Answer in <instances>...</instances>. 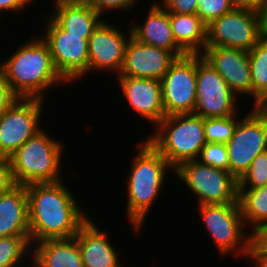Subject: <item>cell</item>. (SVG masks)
Listing matches in <instances>:
<instances>
[{
	"label": "cell",
	"mask_w": 267,
	"mask_h": 267,
	"mask_svg": "<svg viewBox=\"0 0 267 267\" xmlns=\"http://www.w3.org/2000/svg\"><path fill=\"white\" fill-rule=\"evenodd\" d=\"M233 9L229 0H198L196 15L208 25Z\"/></svg>",
	"instance_id": "obj_30"
},
{
	"label": "cell",
	"mask_w": 267,
	"mask_h": 267,
	"mask_svg": "<svg viewBox=\"0 0 267 267\" xmlns=\"http://www.w3.org/2000/svg\"><path fill=\"white\" fill-rule=\"evenodd\" d=\"M197 160L203 164L229 171L228 151L224 143H206Z\"/></svg>",
	"instance_id": "obj_29"
},
{
	"label": "cell",
	"mask_w": 267,
	"mask_h": 267,
	"mask_svg": "<svg viewBox=\"0 0 267 267\" xmlns=\"http://www.w3.org/2000/svg\"><path fill=\"white\" fill-rule=\"evenodd\" d=\"M262 39L259 12L234 8L207 25L206 47L249 52Z\"/></svg>",
	"instance_id": "obj_10"
},
{
	"label": "cell",
	"mask_w": 267,
	"mask_h": 267,
	"mask_svg": "<svg viewBox=\"0 0 267 267\" xmlns=\"http://www.w3.org/2000/svg\"><path fill=\"white\" fill-rule=\"evenodd\" d=\"M43 102L38 98H19L0 116V157L10 158L43 129L40 126Z\"/></svg>",
	"instance_id": "obj_11"
},
{
	"label": "cell",
	"mask_w": 267,
	"mask_h": 267,
	"mask_svg": "<svg viewBox=\"0 0 267 267\" xmlns=\"http://www.w3.org/2000/svg\"><path fill=\"white\" fill-rule=\"evenodd\" d=\"M237 98L239 96L230 89L224 78L198 54L194 114L202 118L234 116L238 112Z\"/></svg>",
	"instance_id": "obj_12"
},
{
	"label": "cell",
	"mask_w": 267,
	"mask_h": 267,
	"mask_svg": "<svg viewBox=\"0 0 267 267\" xmlns=\"http://www.w3.org/2000/svg\"><path fill=\"white\" fill-rule=\"evenodd\" d=\"M19 98L6 80L4 74L0 71V116Z\"/></svg>",
	"instance_id": "obj_33"
},
{
	"label": "cell",
	"mask_w": 267,
	"mask_h": 267,
	"mask_svg": "<svg viewBox=\"0 0 267 267\" xmlns=\"http://www.w3.org/2000/svg\"><path fill=\"white\" fill-rule=\"evenodd\" d=\"M44 35L54 66L61 77L71 83L88 72V39L91 35H75L62 29L50 16H45ZM48 17V19H47Z\"/></svg>",
	"instance_id": "obj_8"
},
{
	"label": "cell",
	"mask_w": 267,
	"mask_h": 267,
	"mask_svg": "<svg viewBox=\"0 0 267 267\" xmlns=\"http://www.w3.org/2000/svg\"><path fill=\"white\" fill-rule=\"evenodd\" d=\"M159 3L169 13L196 14L198 10V0H162Z\"/></svg>",
	"instance_id": "obj_32"
},
{
	"label": "cell",
	"mask_w": 267,
	"mask_h": 267,
	"mask_svg": "<svg viewBox=\"0 0 267 267\" xmlns=\"http://www.w3.org/2000/svg\"><path fill=\"white\" fill-rule=\"evenodd\" d=\"M30 264H32V266L31 265L29 266L28 264L27 265L25 264V266H28V267H36L32 262Z\"/></svg>",
	"instance_id": "obj_41"
},
{
	"label": "cell",
	"mask_w": 267,
	"mask_h": 267,
	"mask_svg": "<svg viewBox=\"0 0 267 267\" xmlns=\"http://www.w3.org/2000/svg\"><path fill=\"white\" fill-rule=\"evenodd\" d=\"M160 81L165 116L194 113L197 94V55L177 58Z\"/></svg>",
	"instance_id": "obj_13"
},
{
	"label": "cell",
	"mask_w": 267,
	"mask_h": 267,
	"mask_svg": "<svg viewBox=\"0 0 267 267\" xmlns=\"http://www.w3.org/2000/svg\"><path fill=\"white\" fill-rule=\"evenodd\" d=\"M177 58L171 51L141 43L131 36L118 76L161 80Z\"/></svg>",
	"instance_id": "obj_15"
},
{
	"label": "cell",
	"mask_w": 267,
	"mask_h": 267,
	"mask_svg": "<svg viewBox=\"0 0 267 267\" xmlns=\"http://www.w3.org/2000/svg\"><path fill=\"white\" fill-rule=\"evenodd\" d=\"M117 79L129 106L149 124L157 126L165 118L160 80L127 76Z\"/></svg>",
	"instance_id": "obj_17"
},
{
	"label": "cell",
	"mask_w": 267,
	"mask_h": 267,
	"mask_svg": "<svg viewBox=\"0 0 267 267\" xmlns=\"http://www.w3.org/2000/svg\"><path fill=\"white\" fill-rule=\"evenodd\" d=\"M98 227L93 218H88L74 236L81 251L83 267H122L107 232Z\"/></svg>",
	"instance_id": "obj_18"
},
{
	"label": "cell",
	"mask_w": 267,
	"mask_h": 267,
	"mask_svg": "<svg viewBox=\"0 0 267 267\" xmlns=\"http://www.w3.org/2000/svg\"><path fill=\"white\" fill-rule=\"evenodd\" d=\"M30 235L26 186L0 194V237Z\"/></svg>",
	"instance_id": "obj_20"
},
{
	"label": "cell",
	"mask_w": 267,
	"mask_h": 267,
	"mask_svg": "<svg viewBox=\"0 0 267 267\" xmlns=\"http://www.w3.org/2000/svg\"><path fill=\"white\" fill-rule=\"evenodd\" d=\"M259 15L262 38H267V0H264Z\"/></svg>",
	"instance_id": "obj_39"
},
{
	"label": "cell",
	"mask_w": 267,
	"mask_h": 267,
	"mask_svg": "<svg viewBox=\"0 0 267 267\" xmlns=\"http://www.w3.org/2000/svg\"><path fill=\"white\" fill-rule=\"evenodd\" d=\"M238 202L247 229L253 234L267 224V185L254 189H238Z\"/></svg>",
	"instance_id": "obj_24"
},
{
	"label": "cell",
	"mask_w": 267,
	"mask_h": 267,
	"mask_svg": "<svg viewBox=\"0 0 267 267\" xmlns=\"http://www.w3.org/2000/svg\"><path fill=\"white\" fill-rule=\"evenodd\" d=\"M174 174L192 190L198 205L239 203L238 180L229 171L195 159L180 163Z\"/></svg>",
	"instance_id": "obj_6"
},
{
	"label": "cell",
	"mask_w": 267,
	"mask_h": 267,
	"mask_svg": "<svg viewBox=\"0 0 267 267\" xmlns=\"http://www.w3.org/2000/svg\"><path fill=\"white\" fill-rule=\"evenodd\" d=\"M49 16L64 30L75 35H92L103 21L102 16L75 0H54Z\"/></svg>",
	"instance_id": "obj_22"
},
{
	"label": "cell",
	"mask_w": 267,
	"mask_h": 267,
	"mask_svg": "<svg viewBox=\"0 0 267 267\" xmlns=\"http://www.w3.org/2000/svg\"><path fill=\"white\" fill-rule=\"evenodd\" d=\"M176 44L187 55L202 54L206 47L207 24L196 14L169 13Z\"/></svg>",
	"instance_id": "obj_23"
},
{
	"label": "cell",
	"mask_w": 267,
	"mask_h": 267,
	"mask_svg": "<svg viewBox=\"0 0 267 267\" xmlns=\"http://www.w3.org/2000/svg\"><path fill=\"white\" fill-rule=\"evenodd\" d=\"M237 114L229 117L204 118L206 143L226 144L233 136L240 117Z\"/></svg>",
	"instance_id": "obj_27"
},
{
	"label": "cell",
	"mask_w": 267,
	"mask_h": 267,
	"mask_svg": "<svg viewBox=\"0 0 267 267\" xmlns=\"http://www.w3.org/2000/svg\"><path fill=\"white\" fill-rule=\"evenodd\" d=\"M33 38L3 61L0 71L20 98L44 100L46 90L67 82L56 70L48 44L40 35Z\"/></svg>",
	"instance_id": "obj_2"
},
{
	"label": "cell",
	"mask_w": 267,
	"mask_h": 267,
	"mask_svg": "<svg viewBox=\"0 0 267 267\" xmlns=\"http://www.w3.org/2000/svg\"><path fill=\"white\" fill-rule=\"evenodd\" d=\"M148 12L142 24L131 25L132 37L141 43L171 51L178 58L187 55L173 37L169 12L158 2L152 3Z\"/></svg>",
	"instance_id": "obj_19"
},
{
	"label": "cell",
	"mask_w": 267,
	"mask_h": 267,
	"mask_svg": "<svg viewBox=\"0 0 267 267\" xmlns=\"http://www.w3.org/2000/svg\"><path fill=\"white\" fill-rule=\"evenodd\" d=\"M30 262L36 267H83L75 238L47 239L32 245Z\"/></svg>",
	"instance_id": "obj_21"
},
{
	"label": "cell",
	"mask_w": 267,
	"mask_h": 267,
	"mask_svg": "<svg viewBox=\"0 0 267 267\" xmlns=\"http://www.w3.org/2000/svg\"><path fill=\"white\" fill-rule=\"evenodd\" d=\"M233 8L259 12L264 0H229Z\"/></svg>",
	"instance_id": "obj_37"
},
{
	"label": "cell",
	"mask_w": 267,
	"mask_h": 267,
	"mask_svg": "<svg viewBox=\"0 0 267 267\" xmlns=\"http://www.w3.org/2000/svg\"><path fill=\"white\" fill-rule=\"evenodd\" d=\"M103 20L88 39L89 71H113L120 74L127 44L132 36L120 30V27Z\"/></svg>",
	"instance_id": "obj_14"
},
{
	"label": "cell",
	"mask_w": 267,
	"mask_h": 267,
	"mask_svg": "<svg viewBox=\"0 0 267 267\" xmlns=\"http://www.w3.org/2000/svg\"><path fill=\"white\" fill-rule=\"evenodd\" d=\"M15 186L10 159L0 157V194L10 191Z\"/></svg>",
	"instance_id": "obj_34"
},
{
	"label": "cell",
	"mask_w": 267,
	"mask_h": 267,
	"mask_svg": "<svg viewBox=\"0 0 267 267\" xmlns=\"http://www.w3.org/2000/svg\"><path fill=\"white\" fill-rule=\"evenodd\" d=\"M143 141L137 144L139 150L126 178L127 203L124 211L137 234L152 204L161 194L167 170L174 173L168 161L147 140Z\"/></svg>",
	"instance_id": "obj_3"
},
{
	"label": "cell",
	"mask_w": 267,
	"mask_h": 267,
	"mask_svg": "<svg viewBox=\"0 0 267 267\" xmlns=\"http://www.w3.org/2000/svg\"><path fill=\"white\" fill-rule=\"evenodd\" d=\"M256 107L261 112L267 113V96Z\"/></svg>",
	"instance_id": "obj_40"
},
{
	"label": "cell",
	"mask_w": 267,
	"mask_h": 267,
	"mask_svg": "<svg viewBox=\"0 0 267 267\" xmlns=\"http://www.w3.org/2000/svg\"><path fill=\"white\" fill-rule=\"evenodd\" d=\"M247 255L246 258L250 257L254 266L267 267V251L260 247L253 239L249 242Z\"/></svg>",
	"instance_id": "obj_35"
},
{
	"label": "cell",
	"mask_w": 267,
	"mask_h": 267,
	"mask_svg": "<svg viewBox=\"0 0 267 267\" xmlns=\"http://www.w3.org/2000/svg\"><path fill=\"white\" fill-rule=\"evenodd\" d=\"M147 141L175 169L180 163L198 159L206 144L204 118L194 113L165 116Z\"/></svg>",
	"instance_id": "obj_5"
},
{
	"label": "cell",
	"mask_w": 267,
	"mask_h": 267,
	"mask_svg": "<svg viewBox=\"0 0 267 267\" xmlns=\"http://www.w3.org/2000/svg\"><path fill=\"white\" fill-rule=\"evenodd\" d=\"M65 185L61 180L26 186L31 246L47 239L74 238L89 218Z\"/></svg>",
	"instance_id": "obj_1"
},
{
	"label": "cell",
	"mask_w": 267,
	"mask_h": 267,
	"mask_svg": "<svg viewBox=\"0 0 267 267\" xmlns=\"http://www.w3.org/2000/svg\"><path fill=\"white\" fill-rule=\"evenodd\" d=\"M252 239L267 251V224L262 225L252 234Z\"/></svg>",
	"instance_id": "obj_38"
},
{
	"label": "cell",
	"mask_w": 267,
	"mask_h": 267,
	"mask_svg": "<svg viewBox=\"0 0 267 267\" xmlns=\"http://www.w3.org/2000/svg\"><path fill=\"white\" fill-rule=\"evenodd\" d=\"M252 99L256 107L267 96V38H262L250 51Z\"/></svg>",
	"instance_id": "obj_25"
},
{
	"label": "cell",
	"mask_w": 267,
	"mask_h": 267,
	"mask_svg": "<svg viewBox=\"0 0 267 267\" xmlns=\"http://www.w3.org/2000/svg\"><path fill=\"white\" fill-rule=\"evenodd\" d=\"M77 3L88 6L99 13L101 16L106 13V10L110 9H119L121 12L129 11L128 9H132L135 7L136 0H75ZM121 9L123 11H121Z\"/></svg>",
	"instance_id": "obj_31"
},
{
	"label": "cell",
	"mask_w": 267,
	"mask_h": 267,
	"mask_svg": "<svg viewBox=\"0 0 267 267\" xmlns=\"http://www.w3.org/2000/svg\"><path fill=\"white\" fill-rule=\"evenodd\" d=\"M197 207L206 230L213 238L221 256L224 257L231 251L234 253L232 255L247 256L252 234L246 232L247 227L239 203L205 204Z\"/></svg>",
	"instance_id": "obj_7"
},
{
	"label": "cell",
	"mask_w": 267,
	"mask_h": 267,
	"mask_svg": "<svg viewBox=\"0 0 267 267\" xmlns=\"http://www.w3.org/2000/svg\"><path fill=\"white\" fill-rule=\"evenodd\" d=\"M229 172L239 180L252 161L267 151V113L257 107L237 123L232 138L226 143Z\"/></svg>",
	"instance_id": "obj_9"
},
{
	"label": "cell",
	"mask_w": 267,
	"mask_h": 267,
	"mask_svg": "<svg viewBox=\"0 0 267 267\" xmlns=\"http://www.w3.org/2000/svg\"><path fill=\"white\" fill-rule=\"evenodd\" d=\"M33 0H0V15L3 11L19 12L25 8Z\"/></svg>",
	"instance_id": "obj_36"
},
{
	"label": "cell",
	"mask_w": 267,
	"mask_h": 267,
	"mask_svg": "<svg viewBox=\"0 0 267 267\" xmlns=\"http://www.w3.org/2000/svg\"><path fill=\"white\" fill-rule=\"evenodd\" d=\"M267 185V151L259 154L238 180V189H254Z\"/></svg>",
	"instance_id": "obj_28"
},
{
	"label": "cell",
	"mask_w": 267,
	"mask_h": 267,
	"mask_svg": "<svg viewBox=\"0 0 267 267\" xmlns=\"http://www.w3.org/2000/svg\"><path fill=\"white\" fill-rule=\"evenodd\" d=\"M31 251L30 235L0 237V267H23Z\"/></svg>",
	"instance_id": "obj_26"
},
{
	"label": "cell",
	"mask_w": 267,
	"mask_h": 267,
	"mask_svg": "<svg viewBox=\"0 0 267 267\" xmlns=\"http://www.w3.org/2000/svg\"><path fill=\"white\" fill-rule=\"evenodd\" d=\"M62 142L41 130L9 158L16 185L53 183L62 180Z\"/></svg>",
	"instance_id": "obj_4"
},
{
	"label": "cell",
	"mask_w": 267,
	"mask_h": 267,
	"mask_svg": "<svg viewBox=\"0 0 267 267\" xmlns=\"http://www.w3.org/2000/svg\"><path fill=\"white\" fill-rule=\"evenodd\" d=\"M201 55L237 96H252L249 52L226 47H205Z\"/></svg>",
	"instance_id": "obj_16"
}]
</instances>
